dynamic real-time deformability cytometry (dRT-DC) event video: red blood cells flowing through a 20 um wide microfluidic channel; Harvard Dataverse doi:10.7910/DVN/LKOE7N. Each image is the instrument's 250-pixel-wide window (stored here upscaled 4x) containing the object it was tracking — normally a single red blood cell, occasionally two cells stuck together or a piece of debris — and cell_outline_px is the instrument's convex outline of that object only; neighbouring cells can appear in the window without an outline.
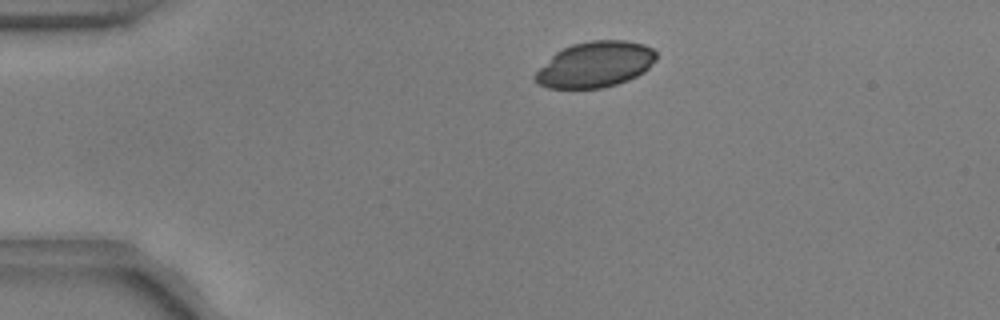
{"species": "common noctule bat (a hibernating species)", "species_latin": "Nyctalus noctula", "temperature_condition": "warm", "stored_images_in_passage": 32, "camera_frame_rate_fps": 3000, "um_per_image_px": 0.085, "animal": {"sex": "male", "body_mass_g": 17.9, "forearm_length_mm": 54.2}, "frame": {"image": 1, "passage_image": 1, "time_ms": 0.0, "image_size_px": [1000, 320], "cell_outline_px": [[656, 60], [644, 72], [628, 80], [616, 84], [600, 88], [548, 88], [540, 84], [532, 76], [556, 52], [572, 44], [592, 40], [624, 40], [644, 44], [652, 48], [656, 52]], "centroid_in_image_um": [50.62, 5.47], "position_along_channel_um": 34.4, "area_um2": 32.08}}